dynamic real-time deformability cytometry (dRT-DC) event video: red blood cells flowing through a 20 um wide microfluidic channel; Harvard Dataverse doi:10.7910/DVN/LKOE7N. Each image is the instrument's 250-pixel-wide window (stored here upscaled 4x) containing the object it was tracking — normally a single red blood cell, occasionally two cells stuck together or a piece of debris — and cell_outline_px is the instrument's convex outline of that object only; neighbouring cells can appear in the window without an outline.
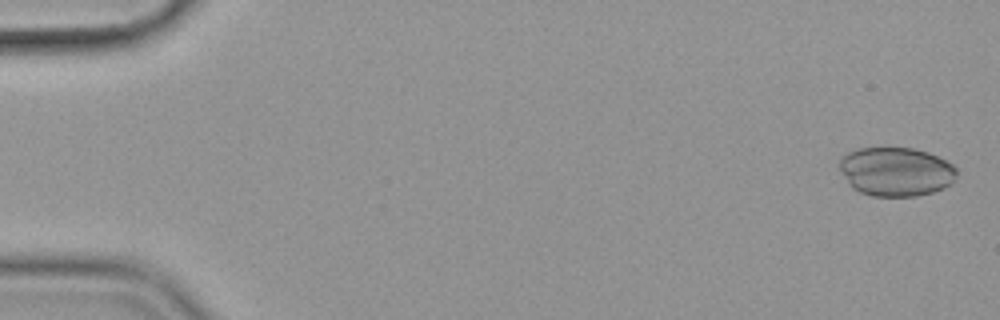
{"species": "common noctule bat (a hibernating species)", "species_latin": "Nyctalus noctula", "temperature_condition": "cold", "stored_images_in_passage": 56, "camera_frame_rate_fps": 3000, "um_per_image_px": 0.085, "animal": {"sex": "female", "body_mass_g": 19.9}, "frame": {"image": 1, "passage_image": 2, "time_ms": 0.333, "image_size_px": [1000, 320], "cell_outline_px": [[956, 176], [952, 184], [944, 188], [932, 192], [916, 196], [872, 196], [860, 192], [852, 188], [840, 168], [840, 160], [848, 152], [856, 148], [912, 148], [928, 152], [952, 164], [956, 168]], "centroid_in_image_um": [76.18, 14.59], "position_along_channel_um": 8.8, "area_um2": 33.29}}
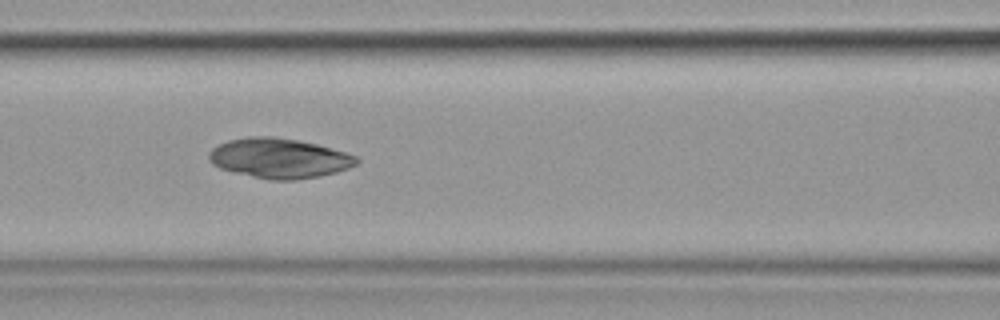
{"frame": {"image": 2, "passage_image": 25, "time_ms": 8.0, "image_size_px": [1000, 320], "cell_outline_px": [[360, 160], [356, 164], [348, 168], [336, 172], [320, 176], [296, 180], [268, 180], [220, 168], [212, 164], [208, 160], [208, 152], [212, 148], [228, 140], [248, 136], [272, 136], [300, 140], [316, 144], [344, 152], [356, 156]], "centroid_in_image_um": [23.71, 13.44], "position_along_channel_um": 142.9, "area_um2": 34.33}}
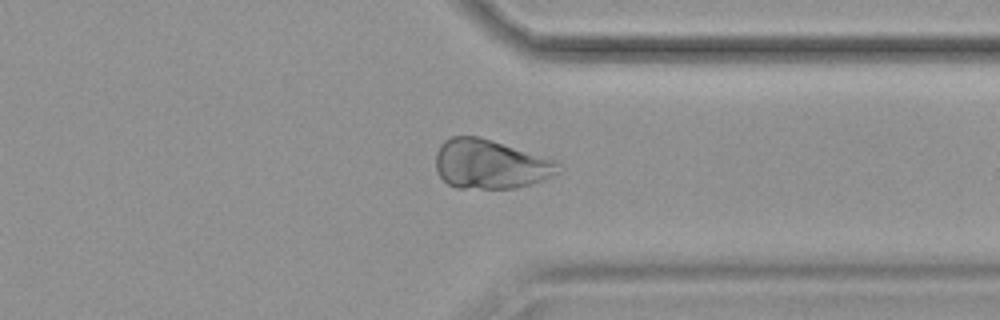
{"frame": {"image": 3, "passage_image": 44, "time_ms": 14.333, "image_size_px": [1000, 320], "cell_outline_px": [[564, 168], [560, 172], [552, 176], [532, 184], [516, 188], [456, 188], [448, 184], [440, 176], [436, 168], [436, 152], [440, 144], [444, 140], [452, 136], [480, 136], [556, 160]], "centroid_in_image_um": [41.7, 13.95], "position_along_channel_um": 369.7, "area_um2": 35.49}}